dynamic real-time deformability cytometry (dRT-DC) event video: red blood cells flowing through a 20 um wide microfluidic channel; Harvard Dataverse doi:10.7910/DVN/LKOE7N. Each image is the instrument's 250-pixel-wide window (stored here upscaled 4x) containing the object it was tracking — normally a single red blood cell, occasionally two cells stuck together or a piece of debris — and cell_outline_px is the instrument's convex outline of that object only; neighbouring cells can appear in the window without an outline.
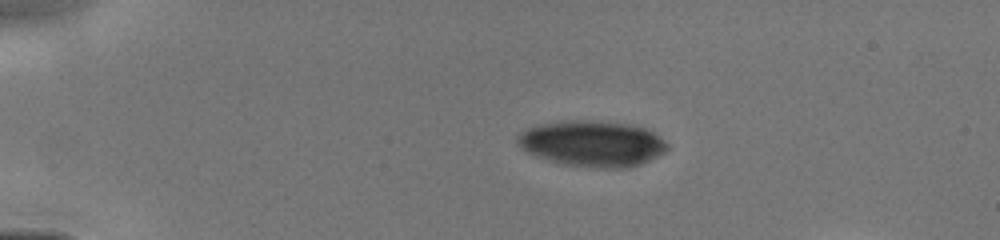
{"species": "human", "species_latin": "Homo sapiens", "temperature_condition": "cold", "stored_images_in_passage": 14, "camera_frame_rate_fps": 3000, "um_per_image_px": 0.085, "donor": {"sex": "male"}, "frame": {"image": 1, "passage_image": 1, "time_ms": 0.0, "image_size_px": [1000, 240], "cell_outline_px": [[668, 148], [664, 152], [640, 164], [628, 168], [604, 168], [568, 164], [536, 156], [528, 152], [516, 140], [516, 136], [528, 128], [536, 124], [556, 120], [588, 120], [628, 124], [648, 128], [660, 136], [668, 144]], "centroid_in_image_um": [50.36, 12.17], "position_along_channel_um": 34.6, "area_um2": 39.88}}
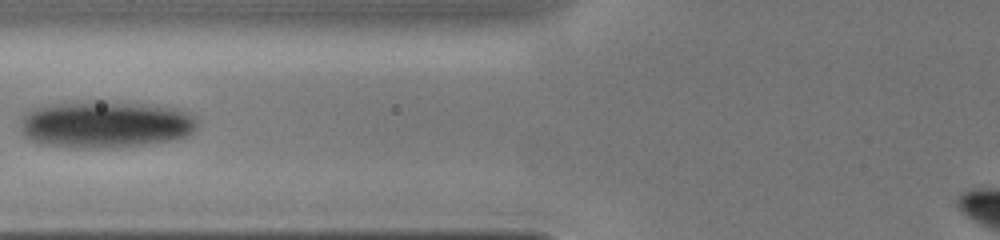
{"frame": {"image": 2, "passage_image": 10, "time_ms": 3.333, "image_size_px": [1000, 240], "cell_outline_px": [[200, 120], [196, 128], [188, 136], [172, 140], [116, 148], [68, 148], [44, 144], [32, 140], [24, 136], [20, 132], [20, 120], [24, 112], [32, 108], [48, 104], [92, 100], [104, 100], [156, 104], [180, 108], [196, 116]], "centroid_in_image_um": [8.98, 10.54], "position_along_channel_um": 116.8, "area_um2": 50.11}}
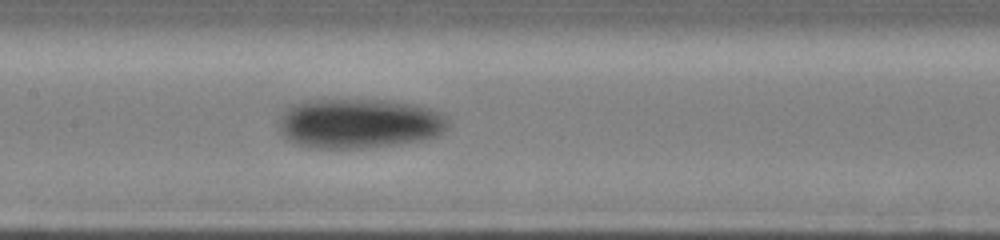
{"frame": {"image": 3, "passage_image": 14, "time_ms": 4.667, "image_size_px": [1000, 240], "cell_outline_px": [[448, 128], [440, 136], [424, 140], [400, 144], [364, 148], [316, 148], [296, 144], [284, 136], [280, 132], [276, 124], [276, 120], [280, 112], [288, 104], [308, 100], [388, 100], [416, 104], [432, 108], [440, 112], [448, 120]], "centroid_in_image_um": [30.5, 10.48], "position_along_channel_um": 176.9, "area_um2": 50.23}}